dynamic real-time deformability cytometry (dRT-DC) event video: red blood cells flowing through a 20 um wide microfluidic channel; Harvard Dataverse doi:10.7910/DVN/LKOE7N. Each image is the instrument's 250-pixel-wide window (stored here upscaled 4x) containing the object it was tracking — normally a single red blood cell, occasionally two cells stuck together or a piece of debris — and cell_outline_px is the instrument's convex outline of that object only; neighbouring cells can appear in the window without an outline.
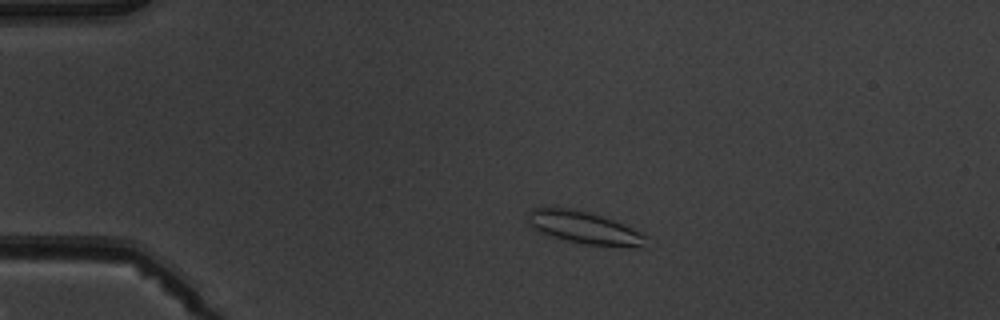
{"species": "common noctule bat (a hibernating species)", "species_latin": "Nyctalus noctula", "temperature_condition": "warm", "stored_images_in_passage": 4, "camera_frame_rate_fps": 3000, "um_per_image_px": 0.085, "animal": {"sex": "male", "body_mass_g": 19.5, "forearm_length_mm": 54.6}, "frame": {"image": 1, "passage_image": 2, "time_ms": 1.0, "image_size_px": [1000, 320], "cell_outline_px": [[648, 236], [644, 248], [640, 248], [584, 244], [552, 236], [540, 232], [532, 228], [528, 224], [528, 212], [532, 208], [552, 204], [572, 208], [588, 212], [624, 224]], "centroid_in_image_um": [49.62, 19.32], "position_along_channel_um": 35.4, "area_um2": 22.83}}
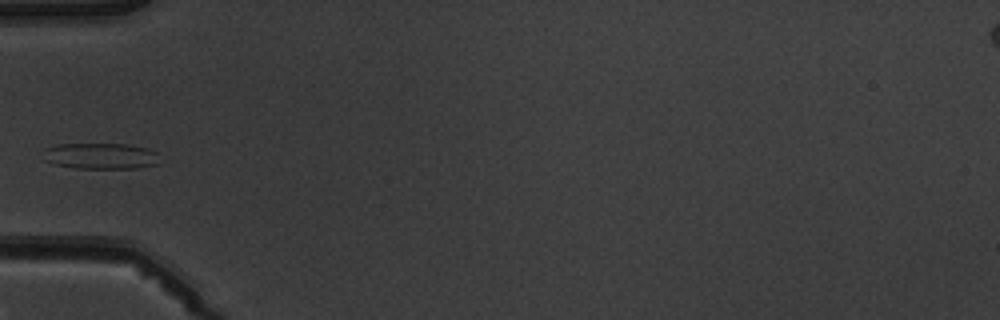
{"frame": {"image": 2, "passage_image": 4, "time_ms": 3.333, "image_size_px": [1000, 320], "cell_outline_px": [[160, 164], [140, 168], [76, 168], [52, 164], [44, 160], [44, 148], [56, 144], [124, 144], [148, 148], [156, 152]], "centroid_in_image_um": [8.55, 13.26], "position_along_channel_um": 76.5, "area_um2": 17.86}}